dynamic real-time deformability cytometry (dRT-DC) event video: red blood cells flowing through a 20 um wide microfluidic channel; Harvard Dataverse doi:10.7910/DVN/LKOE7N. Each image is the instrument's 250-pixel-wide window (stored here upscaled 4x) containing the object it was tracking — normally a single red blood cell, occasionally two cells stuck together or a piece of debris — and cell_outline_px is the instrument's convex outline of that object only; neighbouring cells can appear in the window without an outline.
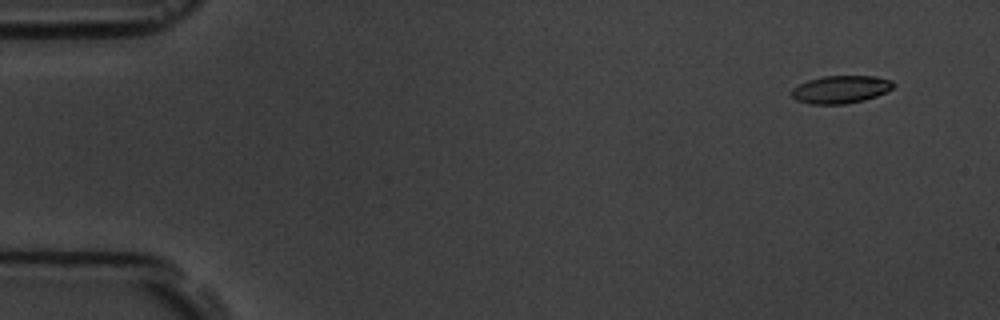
{"species": "common noctule bat (a hibernating species)", "species_latin": "Nyctalus noctula", "temperature_condition": "room temperature", "stored_images_in_passage": 14, "camera_frame_rate_fps": 3000, "um_per_image_px": 0.085, "animal": {"sex": "male", "body_mass_g": 19.5, "forearm_length_mm": 54.6}, "frame": {"image": 1, "passage_image": 1, "time_ms": 0.0, "image_size_px": [1000, 320], "cell_outline_px": [[896, 84], [892, 88], [876, 96], [864, 100], [844, 104], [808, 104], [796, 100], [792, 96], [792, 88], [808, 80], [824, 76], [876, 76], [892, 80]], "centroid_in_image_um": [71.46, 7.6], "position_along_channel_um": 13.5, "area_um2": 16.42}}
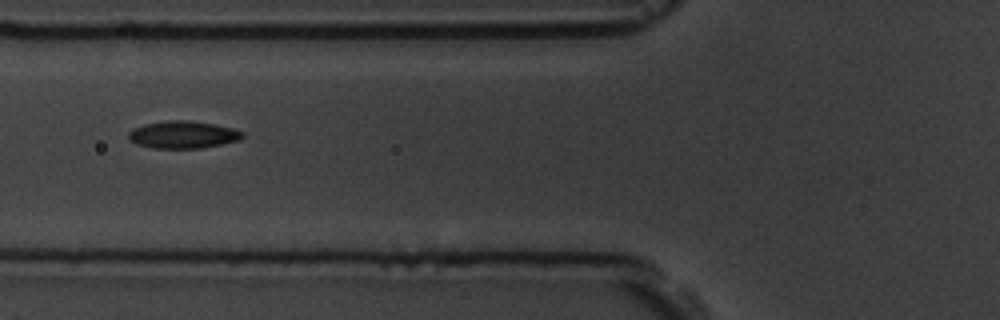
{"frame": {"image": 2, "passage_image": 5, "time_ms": 5.667, "image_size_px": [1000, 320], "cell_outline_px": [[244, 136], [240, 140], [200, 148], [152, 148], [136, 144], [128, 140], [128, 132], [132, 128], [144, 124], [168, 120], [188, 120], [216, 124], [232, 128], [244, 132]], "centroid_in_image_um": [15.52, 11.44], "position_along_channel_um": 110.3, "area_um2": 18.32}}
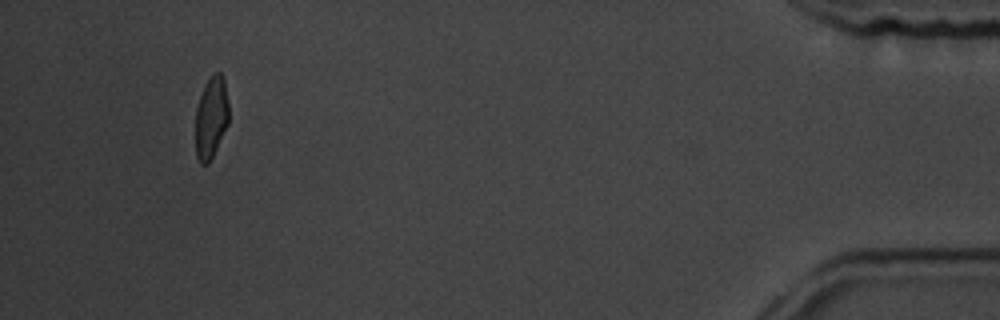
{"frame": {"image": 3, "passage_image": 13, "time_ms": 15.667, "image_size_px": [1000, 320], "cell_outline_px": [[228, 124], [208, 164], [200, 164], [196, 156], [196, 108], [204, 84], [212, 72], [220, 72], [224, 80], [228, 104]], "centroid_in_image_um": [17.94, 9.96], "position_along_channel_um": 417.3, "area_um2": 15.84}, "authors_computed_cell_mechanics": {"area_um2": 16.9643, "velocity_mm_per_s": 3.797, "shape_relaxation_time_tau1_ms": null, "shape_relaxation_time_tau2_ms": 3.1477, "deformation_change_tau1": null, "deformation_change_tau2": 0.0695}}